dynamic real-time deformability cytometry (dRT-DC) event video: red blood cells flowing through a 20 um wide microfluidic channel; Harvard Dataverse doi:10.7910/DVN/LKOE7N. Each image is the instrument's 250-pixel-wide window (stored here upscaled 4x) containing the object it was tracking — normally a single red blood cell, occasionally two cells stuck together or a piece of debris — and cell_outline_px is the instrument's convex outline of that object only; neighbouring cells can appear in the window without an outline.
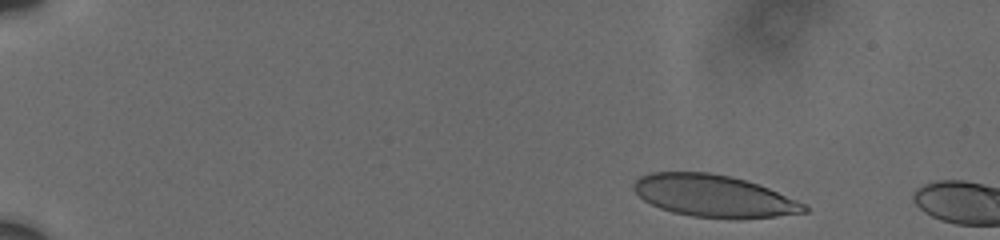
{"species": "human", "species_latin": "Homo sapiens", "temperature_condition": "cold", "stored_images_in_passage": 2, "camera_frame_rate_fps": 3000, "um_per_image_px": 0.085, "donor": {"sex": "male"}, "frame": {"image": 1, "passage_image": 1, "time_ms": 0.0, "image_size_px": [1000, 240], "cell_outline_px": [[808, 212], [776, 216], [740, 220], [736, 220], [692, 216], [672, 212], [660, 208], [644, 200], [632, 188], [632, 184], [640, 176], [652, 172], [708, 172], [732, 176], [768, 188], [796, 200], [804, 204], [808, 208]], "centroid_in_image_um": [60.66, 16.67], "position_along_channel_um": 24.3, "area_um2": 41.91}}